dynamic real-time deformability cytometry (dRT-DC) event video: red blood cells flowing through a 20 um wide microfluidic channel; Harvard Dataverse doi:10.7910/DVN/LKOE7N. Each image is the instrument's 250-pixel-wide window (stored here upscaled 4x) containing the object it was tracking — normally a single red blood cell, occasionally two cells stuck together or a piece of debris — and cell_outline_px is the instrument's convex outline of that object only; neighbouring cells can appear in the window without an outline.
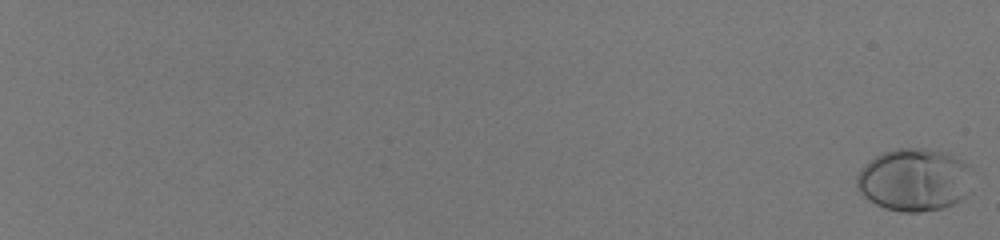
{"species": "human", "species_latin": "Homo sapiens", "temperature_condition": "room temperature", "stored_images_in_passage": 60, "camera_frame_rate_fps": 3000, "um_per_image_px": 0.085, "donor": {"sex": "male"}, "frame": {"image": 1, "passage_image": 1, "time_ms": 0.0, "image_size_px": [1000, 240], "cell_outline_px": [[964, 196], [960, 200], [944, 208], [920, 212], [904, 212], [884, 208], [868, 200], [860, 192], [856, 184], [856, 176], [864, 164], [876, 156], [884, 152], [896, 148], [924, 148], [948, 152], [960, 160], [964, 164]], "centroid_in_image_um": [77.57, 15.28], "position_along_channel_um": 7.4, "area_um2": 41.15}}
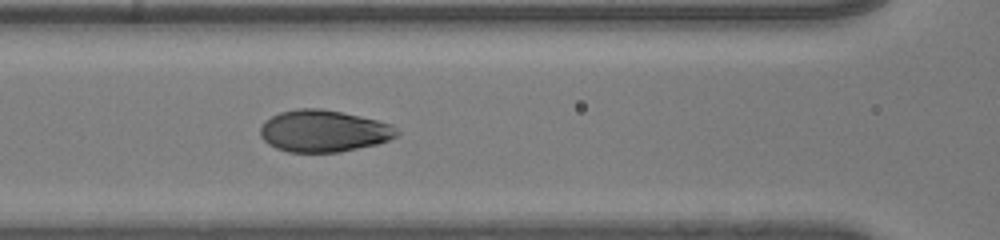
{"frame": {"image": 2, "passage_image": 34, "time_ms": 11.0, "image_size_px": [1000, 240], "cell_outline_px": [[400, 132], [396, 136], [388, 140], [376, 144], [340, 152], [288, 152], [276, 148], [268, 144], [260, 136], [260, 128], [264, 120], [280, 112], [296, 108], [320, 108], [360, 116], [392, 124]], "centroid_in_image_um": [27.48, 11.13], "position_along_channel_um": 139.1, "area_um2": 33.35}}
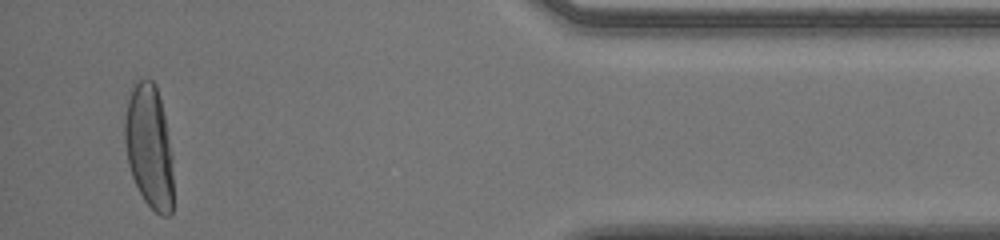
{"frame": {"image": 3, "passage_image": 58, "time_ms": 19.0, "image_size_px": [1000, 240], "cell_outline_px": [[172, 212], [168, 216], [164, 216], [156, 212], [144, 200], [132, 176], [128, 164], [124, 140], [124, 120], [128, 100], [132, 84], [136, 76], [148, 76], [156, 84], [164, 116], [172, 152]], "centroid_in_image_um": [12.66, 12.37], "position_along_channel_um": 422.5, "area_um2": 35.37}, "authors_computed_cell_mechanics": {"area_um2": 34.3332, "velocity_mm_per_s": 4.0049, "shape_relaxation_time_tau1_ms": 3.3608, "shape_relaxation_time_tau2_ms": null, "deformation_change_tau1": 0.2034, "deformation_change_tau2": null}}